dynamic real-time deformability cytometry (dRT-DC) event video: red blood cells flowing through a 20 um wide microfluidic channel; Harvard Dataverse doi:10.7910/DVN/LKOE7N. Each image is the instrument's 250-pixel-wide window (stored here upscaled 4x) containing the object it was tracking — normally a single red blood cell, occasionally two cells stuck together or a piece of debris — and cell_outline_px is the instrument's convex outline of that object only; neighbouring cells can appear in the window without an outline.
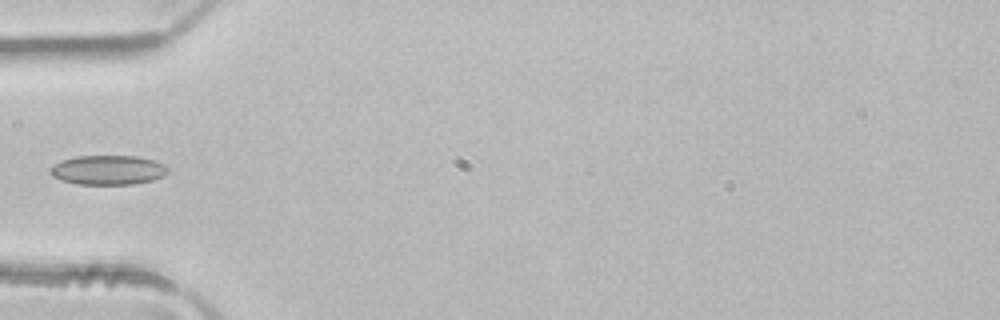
{"species": "common noctule bat (a hibernating species)", "species_latin": "Nyctalus noctula", "temperature_condition": "room temperature", "stored_images_in_passage": 3, "camera_frame_rate_fps": 3000, "um_per_image_px": 0.085, "animal": {"sex": "male", "body_mass_g": 21.5, "forearm_length_mm": 52.0}, "frame": {"image": 1, "passage_image": 3, "time_ms": 0.667, "image_size_px": [1000, 320], "cell_outline_px": [[168, 172], [164, 176], [152, 180], [132, 184], [76, 184], [60, 180], [52, 176], [48, 172], [48, 168], [52, 164], [60, 160], [76, 156], [136, 156], [156, 160], [164, 164], [168, 168]], "centroid_in_image_um": [9.13, 14.44], "position_along_channel_um": 75.9, "area_um2": 20.52}}